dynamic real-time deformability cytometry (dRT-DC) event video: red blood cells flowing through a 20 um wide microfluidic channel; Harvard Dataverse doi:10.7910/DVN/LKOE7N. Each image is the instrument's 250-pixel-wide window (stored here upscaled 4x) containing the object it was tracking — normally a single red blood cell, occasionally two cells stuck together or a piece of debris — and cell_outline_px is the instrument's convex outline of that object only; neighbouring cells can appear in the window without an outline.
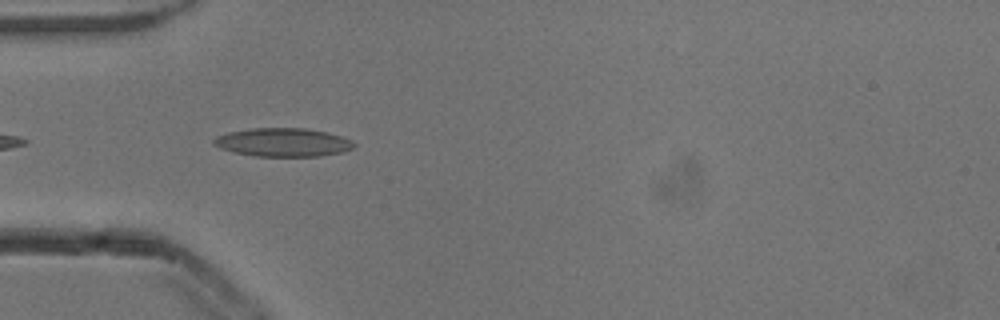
{"species": "common noctule bat (a hibernating species)", "species_latin": "Nyctalus noctula", "temperature_condition": "cold", "stored_images_in_passage": 4, "camera_frame_rate_fps": 3000, "um_per_image_px": 0.085, "animal": {"sex": "male", "body_mass_g": 13.3}, "frame": {"image": 1, "passage_image": 2, "time_ms": 0.333, "image_size_px": [1000, 320], "cell_outline_px": [[356, 144], [352, 148], [344, 152], [320, 156], [256, 156], [236, 152], [220, 148], [212, 144], [212, 140], [216, 136], [228, 132], [252, 128], [304, 128], [328, 132], [352, 140]], "centroid_in_image_um": [24.06, 12.09], "position_along_channel_um": 60.9, "area_um2": 23.29}}